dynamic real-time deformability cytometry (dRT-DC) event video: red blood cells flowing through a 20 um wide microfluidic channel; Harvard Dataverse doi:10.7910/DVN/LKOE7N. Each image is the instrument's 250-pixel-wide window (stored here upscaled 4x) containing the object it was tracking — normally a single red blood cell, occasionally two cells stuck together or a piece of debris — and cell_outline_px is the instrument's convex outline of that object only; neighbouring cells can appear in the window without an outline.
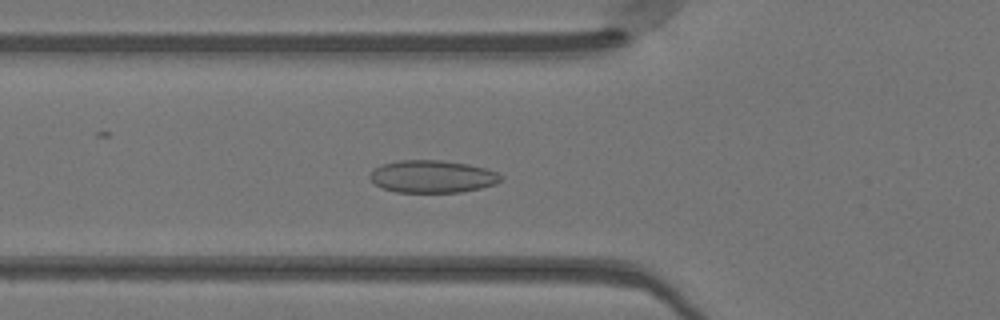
{"species": "Egyptian fruit bat (a non-hibernating species)", "species_latin": "Rousettus aegyptiacus", "temperature_condition": "warm", "stored_images_in_passage": 17, "camera_frame_rate_fps": 3000, "um_per_image_px": 0.085, "animal": {"sex": "female"}, "frame": {"image": 1, "passage_image": 10, "time_ms": 3.0, "image_size_px": [1000, 320], "cell_outline_px": [[504, 180], [496, 184], [480, 188], [460, 192], [396, 192], [380, 188], [368, 176], [372, 168], [380, 164], [400, 160], [440, 160], [468, 164], [484, 168], [496, 172], [504, 176]], "centroid_in_image_um": [36.73, 15.0], "position_along_channel_um": 89.1, "area_um2": 25.03}}
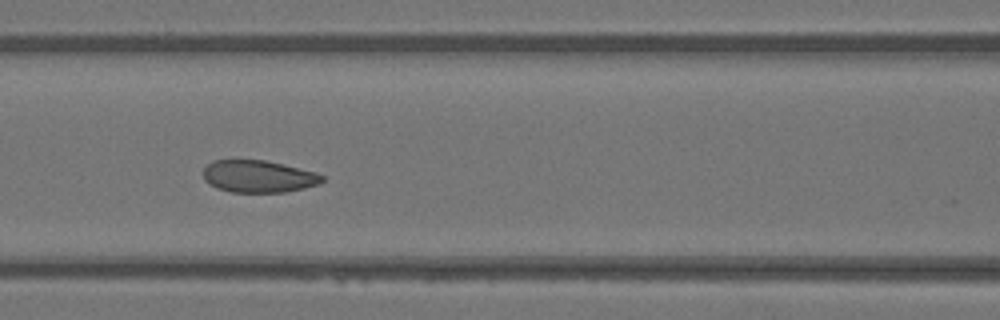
{"frame": {"image": 2, "passage_image": 14, "time_ms": 4.333, "image_size_px": [1000, 320], "cell_outline_px": [[324, 180], [320, 184], [304, 188], [284, 192], [232, 192], [216, 188], [204, 180], [204, 168], [212, 160], [264, 160], [316, 172], [324, 176]], "centroid_in_image_um": [21.97, 15.0], "position_along_channel_um": 144.6, "area_um2": 22.25}}